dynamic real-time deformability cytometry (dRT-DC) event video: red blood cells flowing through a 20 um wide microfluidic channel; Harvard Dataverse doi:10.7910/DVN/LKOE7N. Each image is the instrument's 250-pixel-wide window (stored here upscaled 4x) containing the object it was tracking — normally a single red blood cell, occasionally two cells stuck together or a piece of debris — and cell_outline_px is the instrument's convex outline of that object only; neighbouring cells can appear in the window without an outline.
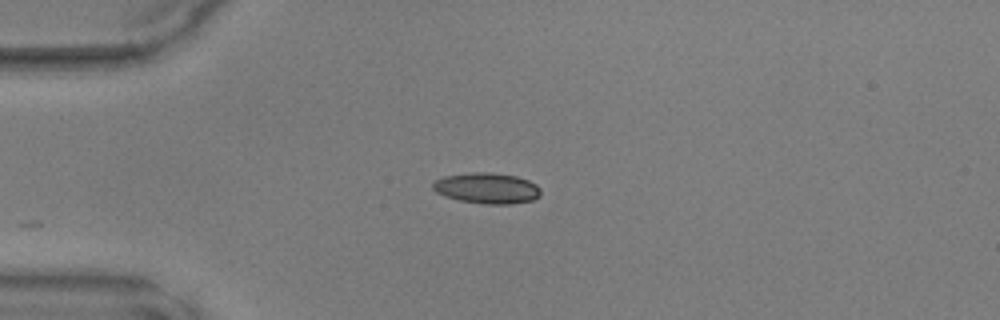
{"species": "common noctule bat (a hibernating species)", "species_latin": "Nyctalus noctula", "temperature_condition": "warm", "stored_images_in_passage": 13, "camera_frame_rate_fps": 3000, "um_per_image_px": 0.085, "animal": {"sex": "male", "body_mass_g": 17.9, "forearm_length_mm": 54.2}, "frame": {"image": 1, "passage_image": 1, "time_ms": 0.0, "image_size_px": [1000, 320], "cell_outline_px": [[540, 196], [532, 200], [512, 204], [484, 204], [460, 200], [444, 196], [436, 192], [432, 188], [432, 184], [436, 180], [444, 176], [472, 172], [488, 172], [516, 176], [528, 180], [536, 184], [540, 188]], "centroid_in_image_um": [41.39, 16.0], "position_along_channel_um": 43.6, "area_um2": 19.36}}